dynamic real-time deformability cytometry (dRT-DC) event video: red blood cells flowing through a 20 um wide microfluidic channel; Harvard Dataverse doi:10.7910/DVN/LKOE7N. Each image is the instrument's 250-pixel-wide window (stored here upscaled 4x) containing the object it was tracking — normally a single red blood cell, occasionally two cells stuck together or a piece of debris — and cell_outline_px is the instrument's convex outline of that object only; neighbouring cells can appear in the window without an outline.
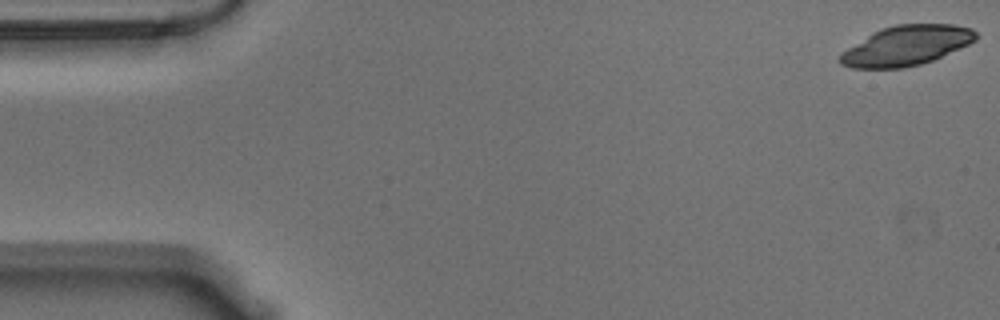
{"species": "Egyptian fruit bat (a non-hibernating species)", "species_latin": "Rousettus aegyptiacus", "temperature_condition": "warm", "stored_images_in_passage": 56, "camera_frame_rate_fps": 3000, "um_per_image_px": 0.085, "animal": {"sex": "male"}, "frame": {"image": 1, "passage_image": 1, "time_ms": 0.0, "image_size_px": [1000, 320], "cell_outline_px": [[976, 40], [968, 44], [932, 60], [920, 64], [904, 68], [852, 68], [840, 64], [840, 52], [872, 32], [880, 28], [896, 24], [956, 24], [972, 28], [976, 32]], "centroid_in_image_um": [77.01, 3.86], "position_along_channel_um": 8.0, "area_um2": 31.5}}